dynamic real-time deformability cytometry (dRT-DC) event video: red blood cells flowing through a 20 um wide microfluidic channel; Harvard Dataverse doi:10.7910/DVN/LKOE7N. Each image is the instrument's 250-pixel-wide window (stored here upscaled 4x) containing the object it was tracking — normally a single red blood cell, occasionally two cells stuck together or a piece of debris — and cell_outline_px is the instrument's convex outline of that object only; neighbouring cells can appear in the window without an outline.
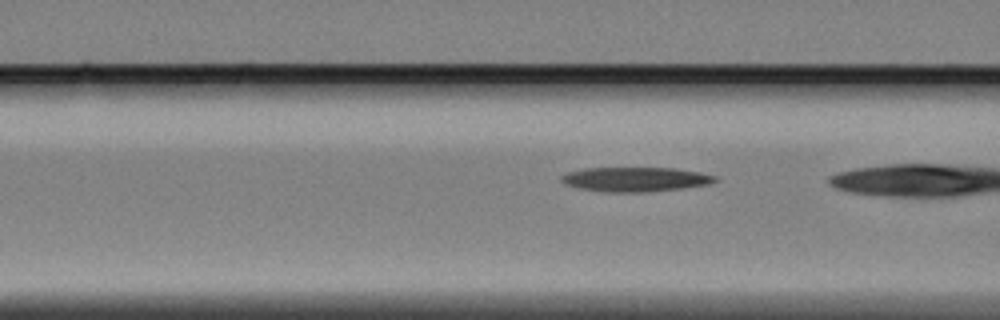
{"species": "Egyptian fruit bat (a non-hibernating species)", "species_latin": "Rousettus aegyptiacus", "temperature_condition": "cold", "stored_images_in_passage": 15, "camera_frame_rate_fps": 3000, "um_per_image_px": 0.085, "animal": {"sex": "female"}, "frame": {"image": 1, "passage_image": 11, "time_ms": 3.333, "image_size_px": [1000, 320], "cell_outline_px": [[716, 180], [708, 184], [680, 188], [640, 192], [612, 192], [580, 188], [564, 184], [560, 180], [560, 176], [568, 172], [584, 168], [676, 168], [700, 172], [716, 176]], "centroid_in_image_um": [53.97, 15.23], "position_along_channel_um": 112.6, "area_um2": 21.62}}